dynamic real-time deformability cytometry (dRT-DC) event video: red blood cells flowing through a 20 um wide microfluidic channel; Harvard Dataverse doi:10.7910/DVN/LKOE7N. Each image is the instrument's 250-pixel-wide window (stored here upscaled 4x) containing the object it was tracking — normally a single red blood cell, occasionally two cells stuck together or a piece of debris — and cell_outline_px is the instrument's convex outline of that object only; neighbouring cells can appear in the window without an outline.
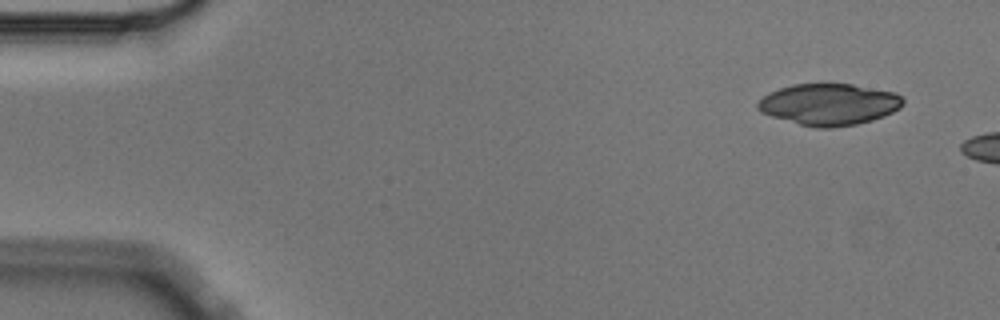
{"species": "Egyptian fruit bat (a non-hibernating species)", "species_latin": "Rousettus aegyptiacus", "temperature_condition": "cold", "stored_images_in_passage": 2, "camera_frame_rate_fps": 3000, "um_per_image_px": 0.085, "animal": {"sex": "male"}, "frame": {"image": 1, "passage_image": 1, "time_ms": 0.0, "image_size_px": [1000, 320], "cell_outline_px": [[904, 104], [900, 108], [884, 116], [872, 120], [856, 124], [832, 128], [816, 128], [800, 124], [772, 116], [760, 112], [756, 108], [756, 104], [768, 92], [792, 84], [852, 84], [896, 92], [904, 100]], "centroid_in_image_um": [70.48, 8.87], "position_along_channel_um": 14.5, "area_um2": 35.2}}